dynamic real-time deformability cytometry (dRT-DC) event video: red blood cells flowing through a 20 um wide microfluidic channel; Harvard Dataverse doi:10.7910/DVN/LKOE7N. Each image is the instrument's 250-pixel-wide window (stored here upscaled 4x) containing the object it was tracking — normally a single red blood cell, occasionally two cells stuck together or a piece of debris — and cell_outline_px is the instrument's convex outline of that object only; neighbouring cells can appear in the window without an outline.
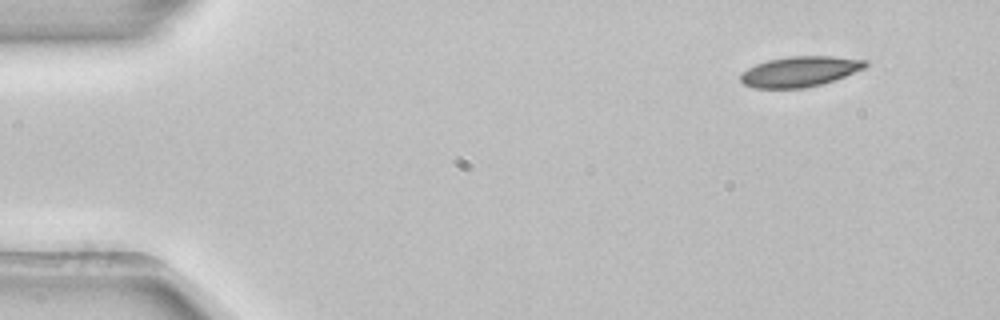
{"species": "common noctule bat (a hibernating species)", "species_latin": "Nyctalus noctula", "temperature_condition": "room temperature", "stored_images_in_passage": 4, "camera_frame_rate_fps": 3000, "um_per_image_px": 0.085, "animal": {"sex": "female", "body_mass_g": 22.7, "forearm_length_mm": 54.2}, "frame": {"image": 1, "passage_image": 1, "time_ms": 0.0, "image_size_px": [1000, 320], "cell_outline_px": [[868, 64], [864, 68], [836, 80], [804, 88], [752, 88], [744, 84], [740, 80], [740, 72], [756, 64], [768, 60], [788, 56], [832, 56], [868, 60]], "centroid_in_image_um": [67.98, 6.08], "position_along_channel_um": 17.0, "area_um2": 22.2}}